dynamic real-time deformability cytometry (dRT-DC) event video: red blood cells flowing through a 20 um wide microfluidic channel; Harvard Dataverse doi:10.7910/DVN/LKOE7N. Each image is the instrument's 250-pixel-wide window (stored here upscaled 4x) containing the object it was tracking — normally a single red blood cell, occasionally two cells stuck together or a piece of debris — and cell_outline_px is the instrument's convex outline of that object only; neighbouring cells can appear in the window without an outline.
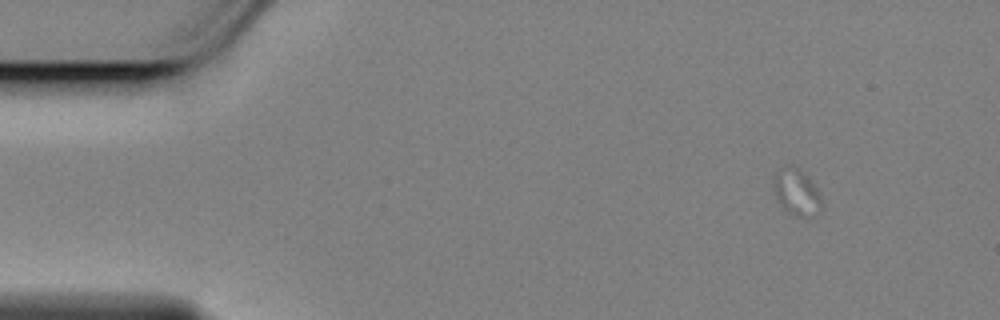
{"species": "Egyptian fruit bat (a non-hibernating species)", "species_latin": "Rousettus aegyptiacus", "temperature_condition": "cold", "stored_images_in_passage": 1, "camera_frame_rate_fps": 3000, "um_per_image_px": 0.085, "animal": {"sex": "female"}, "frame": {"image": 1, "passage_image": 1, "time_ms": 0.0, "image_size_px": [1000, 320], "cell_outline_px": [[820, 208], [800, 216], [788, 212], [780, 204], [776, 196], [776, 176], [788, 164], [796, 168], [808, 180], [820, 196]], "centroid_in_image_um": [67.67, 16.33], "position_along_channel_um": 17.3, "area_um2": 11.27}}